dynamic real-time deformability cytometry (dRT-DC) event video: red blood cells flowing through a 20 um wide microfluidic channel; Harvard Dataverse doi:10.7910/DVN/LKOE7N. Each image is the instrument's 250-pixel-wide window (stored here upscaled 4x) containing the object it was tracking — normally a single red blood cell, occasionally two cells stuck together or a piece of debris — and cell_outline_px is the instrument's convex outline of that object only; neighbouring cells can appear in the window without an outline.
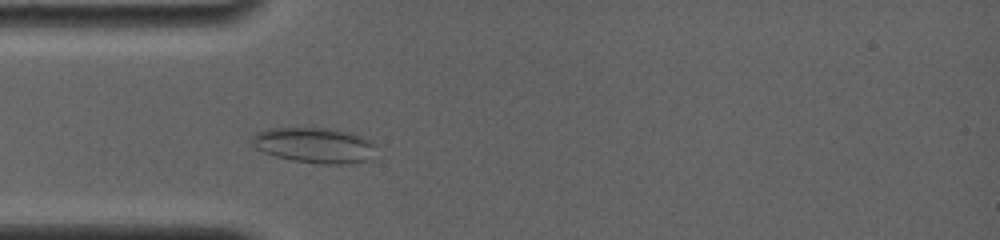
{"species": "common noctule bat (a hibernating species)", "species_latin": "Nyctalus noctula", "temperature_condition": "room temperature", "stored_images_in_passage": 25, "camera_frame_rate_fps": 4000, "um_per_image_px": 0.085, "animal": {"sex": "female", "body_mass_g": 19.0, "forearm_length_mm": 56.7}, "frame": {"image": 1, "passage_image": 5, "time_ms": 1.75, "image_size_px": [1000, 240], "cell_outline_px": [[376, 144], [368, 160], [348, 164], [320, 164], [292, 160], [276, 156], [264, 152], [256, 148], [252, 144], [252, 136], [256, 132], [268, 128], [336, 128], [352, 132], [372, 140]], "centroid_in_image_um": [26.74, 12.33], "position_along_channel_um": 58.3, "area_um2": 25.84}}
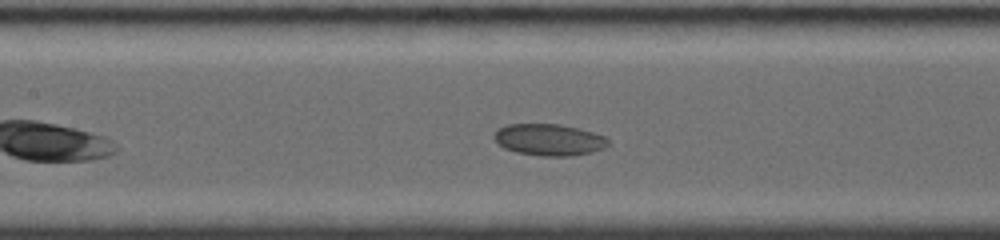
{"frame": {"image": 2, "passage_image": 11, "time_ms": 4.5, "image_size_px": [1000, 240], "cell_outline_px": [[608, 144], [604, 148], [592, 152], [572, 156], [540, 156], [516, 152], [504, 148], [492, 136], [500, 128], [508, 124], [560, 124], [592, 132], [604, 136], [608, 140]], "centroid_in_image_um": [46.67, 11.88], "position_along_channel_um": 160.7, "area_um2": 20.87}}
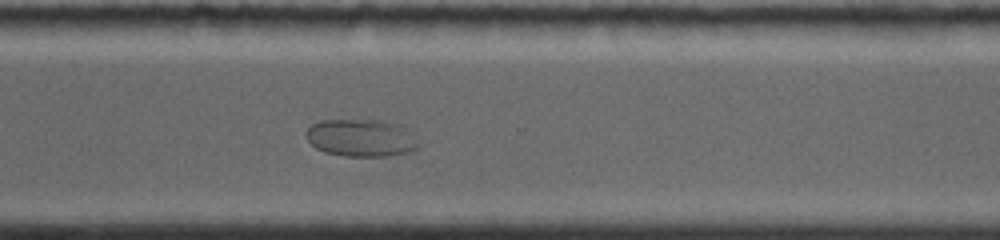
{"frame": {"image": 3, "passage_image": 22, "time_ms": 9.25, "image_size_px": [1000, 240], "cell_outline_px": [[420, 144], [416, 148], [408, 152], [388, 156], [344, 156], [324, 152], [316, 148], [308, 140], [304, 132], [312, 124], [320, 120], [376, 120], [400, 124], [420, 140]], "centroid_in_image_um": [30.7, 11.72], "position_along_channel_um": 339.9, "area_um2": 24.68}}